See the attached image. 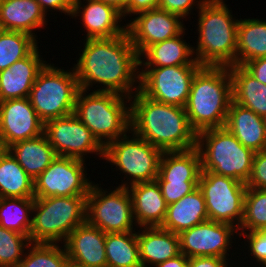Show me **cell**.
<instances>
[{
    "label": "cell",
    "instance_id": "51",
    "mask_svg": "<svg viewBox=\"0 0 266 267\" xmlns=\"http://www.w3.org/2000/svg\"><path fill=\"white\" fill-rule=\"evenodd\" d=\"M2 30H3V28H2V26L0 25V33L2 32Z\"/></svg>",
    "mask_w": 266,
    "mask_h": 267
},
{
    "label": "cell",
    "instance_id": "1",
    "mask_svg": "<svg viewBox=\"0 0 266 267\" xmlns=\"http://www.w3.org/2000/svg\"><path fill=\"white\" fill-rule=\"evenodd\" d=\"M84 41L73 67L80 89L90 91L98 83L95 87L99 88L92 91L131 98L139 90L140 59L128 33Z\"/></svg>",
    "mask_w": 266,
    "mask_h": 267
},
{
    "label": "cell",
    "instance_id": "40",
    "mask_svg": "<svg viewBox=\"0 0 266 267\" xmlns=\"http://www.w3.org/2000/svg\"><path fill=\"white\" fill-rule=\"evenodd\" d=\"M247 188L266 190V150L255 152Z\"/></svg>",
    "mask_w": 266,
    "mask_h": 267
},
{
    "label": "cell",
    "instance_id": "12",
    "mask_svg": "<svg viewBox=\"0 0 266 267\" xmlns=\"http://www.w3.org/2000/svg\"><path fill=\"white\" fill-rule=\"evenodd\" d=\"M200 67L180 65L142 68L139 91L157 102L185 107L193 78Z\"/></svg>",
    "mask_w": 266,
    "mask_h": 267
},
{
    "label": "cell",
    "instance_id": "9",
    "mask_svg": "<svg viewBox=\"0 0 266 267\" xmlns=\"http://www.w3.org/2000/svg\"><path fill=\"white\" fill-rule=\"evenodd\" d=\"M129 133L132 135L129 136ZM132 136V137H131ZM162 151L133 132L109 142L104 147V160L125 174L121 185L128 188L137 183L156 180ZM118 168V169H117ZM129 181V182H128Z\"/></svg>",
    "mask_w": 266,
    "mask_h": 267
},
{
    "label": "cell",
    "instance_id": "33",
    "mask_svg": "<svg viewBox=\"0 0 266 267\" xmlns=\"http://www.w3.org/2000/svg\"><path fill=\"white\" fill-rule=\"evenodd\" d=\"M34 197L0 198V226L29 237Z\"/></svg>",
    "mask_w": 266,
    "mask_h": 267
},
{
    "label": "cell",
    "instance_id": "34",
    "mask_svg": "<svg viewBox=\"0 0 266 267\" xmlns=\"http://www.w3.org/2000/svg\"><path fill=\"white\" fill-rule=\"evenodd\" d=\"M38 40L20 31L2 30L0 33V71L29 56L38 46Z\"/></svg>",
    "mask_w": 266,
    "mask_h": 267
},
{
    "label": "cell",
    "instance_id": "13",
    "mask_svg": "<svg viewBox=\"0 0 266 267\" xmlns=\"http://www.w3.org/2000/svg\"><path fill=\"white\" fill-rule=\"evenodd\" d=\"M86 160L57 156L34 182V198L87 196L94 182L87 177Z\"/></svg>",
    "mask_w": 266,
    "mask_h": 267
},
{
    "label": "cell",
    "instance_id": "42",
    "mask_svg": "<svg viewBox=\"0 0 266 267\" xmlns=\"http://www.w3.org/2000/svg\"><path fill=\"white\" fill-rule=\"evenodd\" d=\"M42 10L48 14L49 9H51L52 12L57 11L64 13L65 15L71 16L72 10H73V5H74V0H36ZM54 10V11H53Z\"/></svg>",
    "mask_w": 266,
    "mask_h": 267
},
{
    "label": "cell",
    "instance_id": "24",
    "mask_svg": "<svg viewBox=\"0 0 266 267\" xmlns=\"http://www.w3.org/2000/svg\"><path fill=\"white\" fill-rule=\"evenodd\" d=\"M225 128L243 146L254 152L266 150V130L263 117L233 100L229 107Z\"/></svg>",
    "mask_w": 266,
    "mask_h": 267
},
{
    "label": "cell",
    "instance_id": "37",
    "mask_svg": "<svg viewBox=\"0 0 266 267\" xmlns=\"http://www.w3.org/2000/svg\"><path fill=\"white\" fill-rule=\"evenodd\" d=\"M30 244L28 236L0 226V267H16Z\"/></svg>",
    "mask_w": 266,
    "mask_h": 267
},
{
    "label": "cell",
    "instance_id": "10",
    "mask_svg": "<svg viewBox=\"0 0 266 267\" xmlns=\"http://www.w3.org/2000/svg\"><path fill=\"white\" fill-rule=\"evenodd\" d=\"M107 190L109 189L99 187L98 183L92 184L86 198V222L105 233L138 230L128 188L115 187L114 190Z\"/></svg>",
    "mask_w": 266,
    "mask_h": 267
},
{
    "label": "cell",
    "instance_id": "32",
    "mask_svg": "<svg viewBox=\"0 0 266 267\" xmlns=\"http://www.w3.org/2000/svg\"><path fill=\"white\" fill-rule=\"evenodd\" d=\"M107 267H142L137 232L106 233Z\"/></svg>",
    "mask_w": 266,
    "mask_h": 267
},
{
    "label": "cell",
    "instance_id": "38",
    "mask_svg": "<svg viewBox=\"0 0 266 267\" xmlns=\"http://www.w3.org/2000/svg\"><path fill=\"white\" fill-rule=\"evenodd\" d=\"M167 205L179 201L198 187L199 181H157Z\"/></svg>",
    "mask_w": 266,
    "mask_h": 267
},
{
    "label": "cell",
    "instance_id": "41",
    "mask_svg": "<svg viewBox=\"0 0 266 267\" xmlns=\"http://www.w3.org/2000/svg\"><path fill=\"white\" fill-rule=\"evenodd\" d=\"M206 0H159L158 8L186 19L195 7L200 9Z\"/></svg>",
    "mask_w": 266,
    "mask_h": 267
},
{
    "label": "cell",
    "instance_id": "3",
    "mask_svg": "<svg viewBox=\"0 0 266 267\" xmlns=\"http://www.w3.org/2000/svg\"><path fill=\"white\" fill-rule=\"evenodd\" d=\"M232 100L229 67L201 66L193 78L184 107L191 128L199 133L225 127Z\"/></svg>",
    "mask_w": 266,
    "mask_h": 267
},
{
    "label": "cell",
    "instance_id": "25",
    "mask_svg": "<svg viewBox=\"0 0 266 267\" xmlns=\"http://www.w3.org/2000/svg\"><path fill=\"white\" fill-rule=\"evenodd\" d=\"M185 30L174 38L149 46L140 56V69L144 67H168L200 65L194 57L193 45L184 40ZM145 59V60H144Z\"/></svg>",
    "mask_w": 266,
    "mask_h": 267
},
{
    "label": "cell",
    "instance_id": "49",
    "mask_svg": "<svg viewBox=\"0 0 266 267\" xmlns=\"http://www.w3.org/2000/svg\"><path fill=\"white\" fill-rule=\"evenodd\" d=\"M264 120V126H265V130H266V115L263 117Z\"/></svg>",
    "mask_w": 266,
    "mask_h": 267
},
{
    "label": "cell",
    "instance_id": "46",
    "mask_svg": "<svg viewBox=\"0 0 266 267\" xmlns=\"http://www.w3.org/2000/svg\"><path fill=\"white\" fill-rule=\"evenodd\" d=\"M188 261L189 258L181 253L174 258L157 264L155 267H187Z\"/></svg>",
    "mask_w": 266,
    "mask_h": 267
},
{
    "label": "cell",
    "instance_id": "50",
    "mask_svg": "<svg viewBox=\"0 0 266 267\" xmlns=\"http://www.w3.org/2000/svg\"><path fill=\"white\" fill-rule=\"evenodd\" d=\"M3 147H2V144H1V141H0V153L3 151Z\"/></svg>",
    "mask_w": 266,
    "mask_h": 267
},
{
    "label": "cell",
    "instance_id": "27",
    "mask_svg": "<svg viewBox=\"0 0 266 267\" xmlns=\"http://www.w3.org/2000/svg\"><path fill=\"white\" fill-rule=\"evenodd\" d=\"M7 150L33 180L58 156L44 133L32 139L16 142Z\"/></svg>",
    "mask_w": 266,
    "mask_h": 267
},
{
    "label": "cell",
    "instance_id": "48",
    "mask_svg": "<svg viewBox=\"0 0 266 267\" xmlns=\"http://www.w3.org/2000/svg\"><path fill=\"white\" fill-rule=\"evenodd\" d=\"M65 267H85V266L77 264V263L72 262L71 260H69Z\"/></svg>",
    "mask_w": 266,
    "mask_h": 267
},
{
    "label": "cell",
    "instance_id": "47",
    "mask_svg": "<svg viewBox=\"0 0 266 267\" xmlns=\"http://www.w3.org/2000/svg\"><path fill=\"white\" fill-rule=\"evenodd\" d=\"M104 2L107 5L114 7L122 15L126 12L127 9V0H99Z\"/></svg>",
    "mask_w": 266,
    "mask_h": 267
},
{
    "label": "cell",
    "instance_id": "35",
    "mask_svg": "<svg viewBox=\"0 0 266 267\" xmlns=\"http://www.w3.org/2000/svg\"><path fill=\"white\" fill-rule=\"evenodd\" d=\"M60 245L31 243L16 267H65L69 259L64 245Z\"/></svg>",
    "mask_w": 266,
    "mask_h": 267
},
{
    "label": "cell",
    "instance_id": "28",
    "mask_svg": "<svg viewBox=\"0 0 266 267\" xmlns=\"http://www.w3.org/2000/svg\"><path fill=\"white\" fill-rule=\"evenodd\" d=\"M201 157L195 147L185 151L163 152L157 181H199Z\"/></svg>",
    "mask_w": 266,
    "mask_h": 267
},
{
    "label": "cell",
    "instance_id": "22",
    "mask_svg": "<svg viewBox=\"0 0 266 267\" xmlns=\"http://www.w3.org/2000/svg\"><path fill=\"white\" fill-rule=\"evenodd\" d=\"M137 241L142 267H155L181 254L178 234L161 227H140Z\"/></svg>",
    "mask_w": 266,
    "mask_h": 267
},
{
    "label": "cell",
    "instance_id": "19",
    "mask_svg": "<svg viewBox=\"0 0 266 267\" xmlns=\"http://www.w3.org/2000/svg\"><path fill=\"white\" fill-rule=\"evenodd\" d=\"M106 233L85 222L77 226L63 243L68 259L85 267H107Z\"/></svg>",
    "mask_w": 266,
    "mask_h": 267
},
{
    "label": "cell",
    "instance_id": "21",
    "mask_svg": "<svg viewBox=\"0 0 266 267\" xmlns=\"http://www.w3.org/2000/svg\"><path fill=\"white\" fill-rule=\"evenodd\" d=\"M128 190L137 227H161L167 214V204L157 180L133 184Z\"/></svg>",
    "mask_w": 266,
    "mask_h": 267
},
{
    "label": "cell",
    "instance_id": "17",
    "mask_svg": "<svg viewBox=\"0 0 266 267\" xmlns=\"http://www.w3.org/2000/svg\"><path fill=\"white\" fill-rule=\"evenodd\" d=\"M43 133L44 122L28 97L0 101V141L3 149Z\"/></svg>",
    "mask_w": 266,
    "mask_h": 267
},
{
    "label": "cell",
    "instance_id": "23",
    "mask_svg": "<svg viewBox=\"0 0 266 267\" xmlns=\"http://www.w3.org/2000/svg\"><path fill=\"white\" fill-rule=\"evenodd\" d=\"M46 22L47 15L36 0H0L3 30L24 32L38 39L35 31L43 29Z\"/></svg>",
    "mask_w": 266,
    "mask_h": 267
},
{
    "label": "cell",
    "instance_id": "7",
    "mask_svg": "<svg viewBox=\"0 0 266 267\" xmlns=\"http://www.w3.org/2000/svg\"><path fill=\"white\" fill-rule=\"evenodd\" d=\"M87 196L34 198L29 238L31 243L63 244L86 222Z\"/></svg>",
    "mask_w": 266,
    "mask_h": 267
},
{
    "label": "cell",
    "instance_id": "18",
    "mask_svg": "<svg viewBox=\"0 0 266 267\" xmlns=\"http://www.w3.org/2000/svg\"><path fill=\"white\" fill-rule=\"evenodd\" d=\"M83 1L74 0L71 18L76 19L81 15L79 19L86 30V40L111 38L126 33V25L121 23L123 16L114 7L99 0Z\"/></svg>",
    "mask_w": 266,
    "mask_h": 267
},
{
    "label": "cell",
    "instance_id": "5",
    "mask_svg": "<svg viewBox=\"0 0 266 267\" xmlns=\"http://www.w3.org/2000/svg\"><path fill=\"white\" fill-rule=\"evenodd\" d=\"M74 114L104 147L131 131L130 98L115 92L80 89Z\"/></svg>",
    "mask_w": 266,
    "mask_h": 267
},
{
    "label": "cell",
    "instance_id": "36",
    "mask_svg": "<svg viewBox=\"0 0 266 267\" xmlns=\"http://www.w3.org/2000/svg\"><path fill=\"white\" fill-rule=\"evenodd\" d=\"M266 229V190L247 188L244 196L243 219L240 232Z\"/></svg>",
    "mask_w": 266,
    "mask_h": 267
},
{
    "label": "cell",
    "instance_id": "39",
    "mask_svg": "<svg viewBox=\"0 0 266 267\" xmlns=\"http://www.w3.org/2000/svg\"><path fill=\"white\" fill-rule=\"evenodd\" d=\"M239 238L241 236L247 239V248L250 255L261 264L262 267H266V229L252 232H239Z\"/></svg>",
    "mask_w": 266,
    "mask_h": 267
},
{
    "label": "cell",
    "instance_id": "30",
    "mask_svg": "<svg viewBox=\"0 0 266 267\" xmlns=\"http://www.w3.org/2000/svg\"><path fill=\"white\" fill-rule=\"evenodd\" d=\"M235 65L266 57V20L239 19Z\"/></svg>",
    "mask_w": 266,
    "mask_h": 267
},
{
    "label": "cell",
    "instance_id": "20",
    "mask_svg": "<svg viewBox=\"0 0 266 267\" xmlns=\"http://www.w3.org/2000/svg\"><path fill=\"white\" fill-rule=\"evenodd\" d=\"M46 64L37 47L29 56L0 71V101L29 97L38 73Z\"/></svg>",
    "mask_w": 266,
    "mask_h": 267
},
{
    "label": "cell",
    "instance_id": "16",
    "mask_svg": "<svg viewBox=\"0 0 266 267\" xmlns=\"http://www.w3.org/2000/svg\"><path fill=\"white\" fill-rule=\"evenodd\" d=\"M136 16L126 23V32L139 56L152 44L174 38L187 30L181 17L159 8Z\"/></svg>",
    "mask_w": 266,
    "mask_h": 267
},
{
    "label": "cell",
    "instance_id": "8",
    "mask_svg": "<svg viewBox=\"0 0 266 267\" xmlns=\"http://www.w3.org/2000/svg\"><path fill=\"white\" fill-rule=\"evenodd\" d=\"M54 65L47 63L38 73L28 97L44 123L74 113L80 90L73 68L66 71Z\"/></svg>",
    "mask_w": 266,
    "mask_h": 267
},
{
    "label": "cell",
    "instance_id": "26",
    "mask_svg": "<svg viewBox=\"0 0 266 267\" xmlns=\"http://www.w3.org/2000/svg\"><path fill=\"white\" fill-rule=\"evenodd\" d=\"M207 220L205 199L197 187L179 201L167 205V214L161 228L180 234Z\"/></svg>",
    "mask_w": 266,
    "mask_h": 267
},
{
    "label": "cell",
    "instance_id": "44",
    "mask_svg": "<svg viewBox=\"0 0 266 267\" xmlns=\"http://www.w3.org/2000/svg\"><path fill=\"white\" fill-rule=\"evenodd\" d=\"M228 261V259L220 257H190L187 267H227L230 264Z\"/></svg>",
    "mask_w": 266,
    "mask_h": 267
},
{
    "label": "cell",
    "instance_id": "6",
    "mask_svg": "<svg viewBox=\"0 0 266 267\" xmlns=\"http://www.w3.org/2000/svg\"><path fill=\"white\" fill-rule=\"evenodd\" d=\"M196 148L201 157V171L247 183L251 176L255 152L243 146L225 127L197 133Z\"/></svg>",
    "mask_w": 266,
    "mask_h": 267
},
{
    "label": "cell",
    "instance_id": "43",
    "mask_svg": "<svg viewBox=\"0 0 266 267\" xmlns=\"http://www.w3.org/2000/svg\"><path fill=\"white\" fill-rule=\"evenodd\" d=\"M159 0H127L126 12L122 15L124 19L129 15L158 8Z\"/></svg>",
    "mask_w": 266,
    "mask_h": 267
},
{
    "label": "cell",
    "instance_id": "4",
    "mask_svg": "<svg viewBox=\"0 0 266 267\" xmlns=\"http://www.w3.org/2000/svg\"><path fill=\"white\" fill-rule=\"evenodd\" d=\"M224 2L206 0L197 11L198 40L193 53L201 66L235 65L239 20Z\"/></svg>",
    "mask_w": 266,
    "mask_h": 267
},
{
    "label": "cell",
    "instance_id": "45",
    "mask_svg": "<svg viewBox=\"0 0 266 267\" xmlns=\"http://www.w3.org/2000/svg\"><path fill=\"white\" fill-rule=\"evenodd\" d=\"M243 67L260 83L266 85V57L251 60Z\"/></svg>",
    "mask_w": 266,
    "mask_h": 267
},
{
    "label": "cell",
    "instance_id": "29",
    "mask_svg": "<svg viewBox=\"0 0 266 267\" xmlns=\"http://www.w3.org/2000/svg\"><path fill=\"white\" fill-rule=\"evenodd\" d=\"M233 101L261 117L266 115V85L260 83L243 66L229 67Z\"/></svg>",
    "mask_w": 266,
    "mask_h": 267
},
{
    "label": "cell",
    "instance_id": "14",
    "mask_svg": "<svg viewBox=\"0 0 266 267\" xmlns=\"http://www.w3.org/2000/svg\"><path fill=\"white\" fill-rule=\"evenodd\" d=\"M44 134L58 156L85 160L91 153L104 159V146L74 113L44 123Z\"/></svg>",
    "mask_w": 266,
    "mask_h": 267
},
{
    "label": "cell",
    "instance_id": "2",
    "mask_svg": "<svg viewBox=\"0 0 266 267\" xmlns=\"http://www.w3.org/2000/svg\"><path fill=\"white\" fill-rule=\"evenodd\" d=\"M131 132L162 152L196 147L197 133L191 128L184 107L160 103L139 90L130 98Z\"/></svg>",
    "mask_w": 266,
    "mask_h": 267
},
{
    "label": "cell",
    "instance_id": "11",
    "mask_svg": "<svg viewBox=\"0 0 266 267\" xmlns=\"http://www.w3.org/2000/svg\"><path fill=\"white\" fill-rule=\"evenodd\" d=\"M198 187L203 193L209 220L239 229L243 219L246 184L213 172L201 171Z\"/></svg>",
    "mask_w": 266,
    "mask_h": 267
},
{
    "label": "cell",
    "instance_id": "31",
    "mask_svg": "<svg viewBox=\"0 0 266 267\" xmlns=\"http://www.w3.org/2000/svg\"><path fill=\"white\" fill-rule=\"evenodd\" d=\"M12 197H34V182L13 155L4 149L0 153V198Z\"/></svg>",
    "mask_w": 266,
    "mask_h": 267
},
{
    "label": "cell",
    "instance_id": "15",
    "mask_svg": "<svg viewBox=\"0 0 266 267\" xmlns=\"http://www.w3.org/2000/svg\"><path fill=\"white\" fill-rule=\"evenodd\" d=\"M235 233L239 236L238 229L230 224L207 220L178 234L180 251L188 258L209 256L229 260Z\"/></svg>",
    "mask_w": 266,
    "mask_h": 267
}]
</instances>
